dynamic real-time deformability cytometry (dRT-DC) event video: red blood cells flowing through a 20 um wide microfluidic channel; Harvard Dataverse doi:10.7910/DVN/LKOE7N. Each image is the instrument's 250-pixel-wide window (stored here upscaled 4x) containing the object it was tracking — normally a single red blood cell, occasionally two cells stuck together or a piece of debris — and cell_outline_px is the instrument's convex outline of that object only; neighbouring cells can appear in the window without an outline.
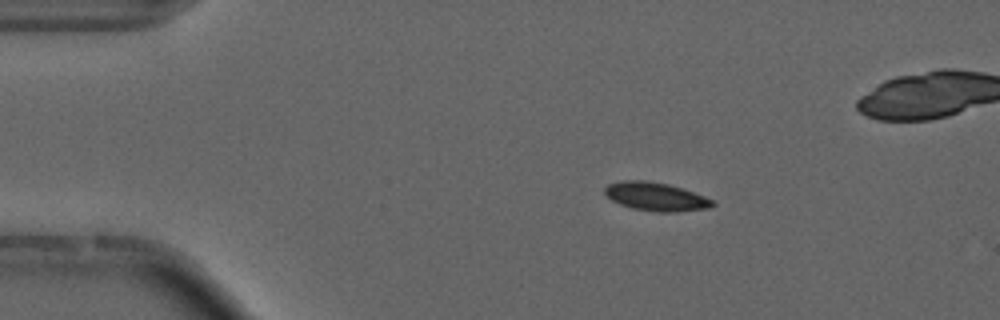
{"species": "common noctule bat (a hibernating species)", "species_latin": "Nyctalus noctula", "temperature_condition": "cold", "stored_images_in_passage": 55, "camera_frame_rate_fps": 3000, "um_per_image_px": 0.085, "animal": {"sex": "male", "forearm_length_mm": 52.5}, "frame": {"image": 1, "passage_image": 9, "time_ms": 2.667, "image_size_px": [1000, 320], "cell_outline_px": [[716, 204], [708, 208], [676, 212], [660, 212], [632, 208], [620, 204], [612, 200], [604, 192], [604, 188], [608, 184], [624, 180], [644, 180], [668, 184], [684, 188], [704, 196], [712, 200]], "centroid_in_image_um": [55.75, 16.71], "position_along_channel_um": 29.2, "area_um2": 17.8}, "authors_computed_cell_mechanics": {"area_um2": 17.3978, "velocity_mm_per_s": 3.6997, "shape_relaxation_time_tau1_ms": 6.1508, "shape_relaxation_time_tau2_ms": null, "deformation_change_tau1": 0.1158, "deformation_change_tau2": null}}